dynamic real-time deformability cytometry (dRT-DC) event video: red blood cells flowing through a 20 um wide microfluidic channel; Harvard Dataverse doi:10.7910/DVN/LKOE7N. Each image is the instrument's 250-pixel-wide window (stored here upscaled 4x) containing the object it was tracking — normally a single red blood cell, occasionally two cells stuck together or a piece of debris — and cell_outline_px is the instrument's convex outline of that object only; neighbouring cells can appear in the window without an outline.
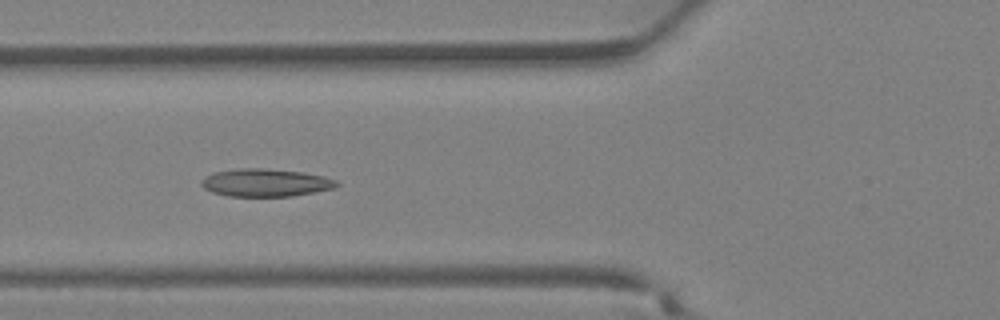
{"species": "Egyptian fruit bat (a non-hibernating species)", "species_latin": "Rousettus aegyptiacus", "temperature_condition": "warm", "stored_images_in_passage": 29, "camera_frame_rate_fps": 3000, "um_per_image_px": 0.085, "animal": {"sex": "female"}, "frame": {"image": 1, "passage_image": 6, "time_ms": 1.667, "image_size_px": [1000, 320], "cell_outline_px": [[340, 184], [332, 188], [292, 196], [228, 196], [212, 192], [204, 188], [200, 184], [200, 180], [204, 176], [212, 172], [240, 168], [264, 168], [304, 172], [324, 176], [336, 180]], "centroid_in_image_um": [22.52, 15.51], "position_along_channel_um": 103.3, "area_um2": 21.96}}
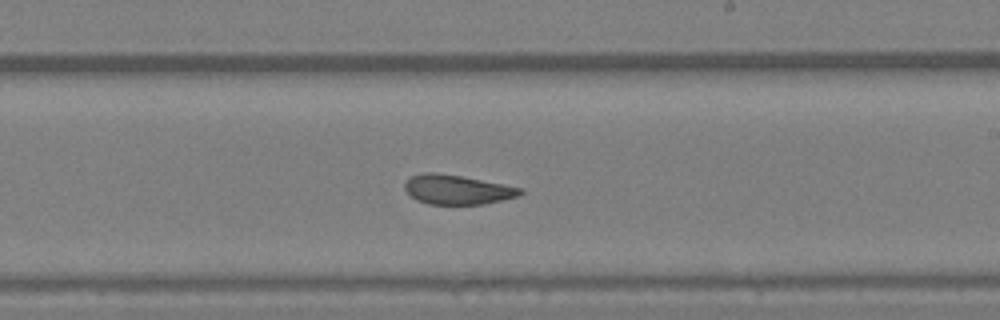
{"frame": {"image": 2, "passage_image": 14, "time_ms": 4.333, "image_size_px": [1000, 320], "cell_outline_px": [[524, 192], [520, 196], [484, 204], [428, 204], [416, 200], [404, 188], [404, 184], [412, 176], [424, 172], [436, 172], [460, 176], [524, 188]], "centroid_in_image_um": [38.89, 16.12], "position_along_channel_um": 250.1, "area_um2": 19.77}}
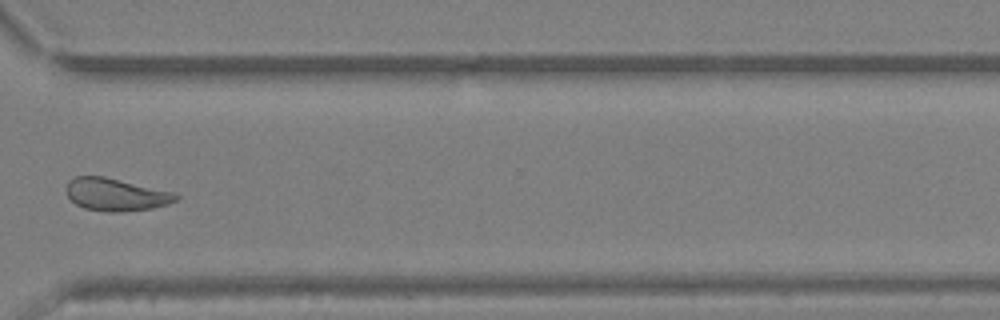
{"frame": {"image": 3, "passage_image": 20, "time_ms": 6.333, "image_size_px": [1000, 320], "cell_outline_px": [[180, 196], [176, 200], [168, 204], [152, 208], [120, 212], [108, 212], [84, 208], [76, 204], [68, 196], [64, 188], [68, 180], [76, 176], [104, 176], [176, 192]], "centroid_in_image_um": [9.84, 16.53], "position_along_channel_um": 360.8, "area_um2": 21.04}}